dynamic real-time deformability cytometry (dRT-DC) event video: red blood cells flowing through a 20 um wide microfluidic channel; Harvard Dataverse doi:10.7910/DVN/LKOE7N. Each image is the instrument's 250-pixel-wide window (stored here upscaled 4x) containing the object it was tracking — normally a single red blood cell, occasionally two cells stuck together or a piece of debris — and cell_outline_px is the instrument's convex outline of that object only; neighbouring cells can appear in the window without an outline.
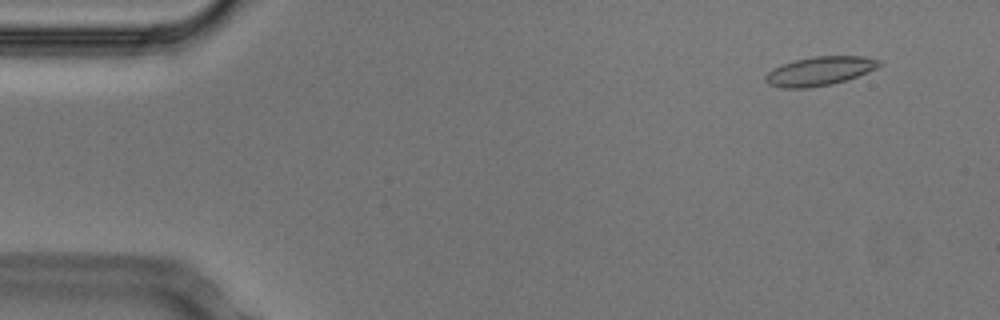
{"species": "Egyptian fruit bat (a non-hibernating species)", "species_latin": "Rousettus aegyptiacus", "temperature_condition": "cold", "stored_images_in_passage": 54, "camera_frame_rate_fps": 3000, "um_per_image_px": 0.085, "animal": {"sex": "male"}, "frame": {"image": 1, "passage_image": 5, "time_ms": 1.333, "image_size_px": [1000, 320], "cell_outline_px": [[884, 64], [868, 72], [848, 80], [832, 84], [808, 88], [780, 88], [768, 84], [764, 80], [764, 76], [772, 68], [796, 60], [812, 56], [864, 56], [880, 60]], "centroid_in_image_um": [69.68, 6.05], "position_along_channel_um": 15.3, "area_um2": 19.36}}
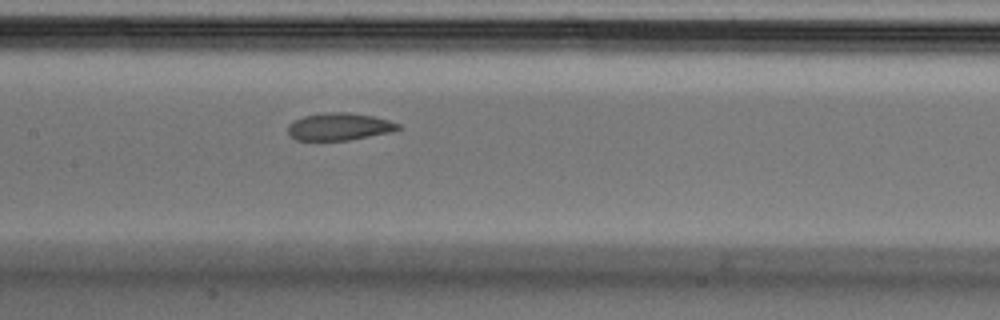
{"frame": {"image": 2, "passage_image": 26, "time_ms": 8.333, "image_size_px": [1000, 320], "cell_outline_px": [[400, 128], [392, 132], [348, 140], [296, 140], [288, 136], [288, 124], [304, 116], [324, 112], [348, 112], [376, 116], [400, 124]], "centroid_in_image_um": [28.84, 10.76], "position_along_channel_um": 178.6, "area_um2": 17.69}}
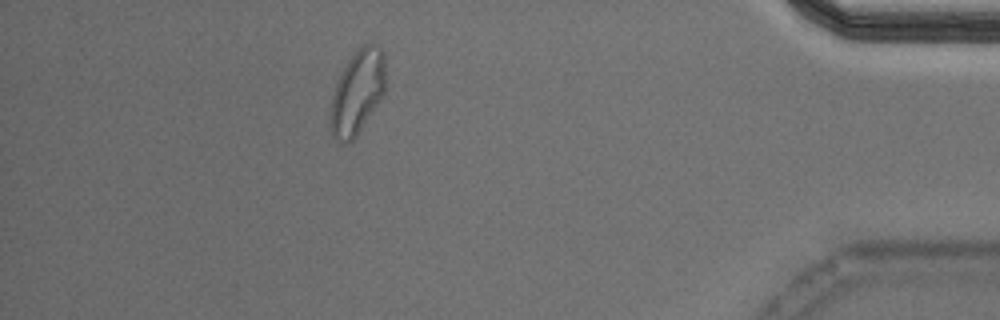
{"frame": {"image": 3, "passage_image": 48, "time_ms": 15.667, "image_size_px": [1000, 320], "cell_outline_px": [[384, 92], [380, 100], [356, 136], [348, 144], [340, 144], [332, 136], [328, 124], [332, 96], [336, 80], [340, 72], [348, 60], [364, 44], [372, 44], [380, 48], [384, 56]], "centroid_in_image_um": [30.32, 7.9], "position_along_channel_um": 404.9, "area_um2": 27.05}, "authors_computed_cell_mechanics": {"area_um2": 19.2474, "velocity_mm_per_s": 3.7371, "shape_relaxation_time_tau1_ms": null, "shape_relaxation_time_tau2_ms": 1.7205, "deformation_change_tau1": null, "deformation_change_tau2": 0.0736}}